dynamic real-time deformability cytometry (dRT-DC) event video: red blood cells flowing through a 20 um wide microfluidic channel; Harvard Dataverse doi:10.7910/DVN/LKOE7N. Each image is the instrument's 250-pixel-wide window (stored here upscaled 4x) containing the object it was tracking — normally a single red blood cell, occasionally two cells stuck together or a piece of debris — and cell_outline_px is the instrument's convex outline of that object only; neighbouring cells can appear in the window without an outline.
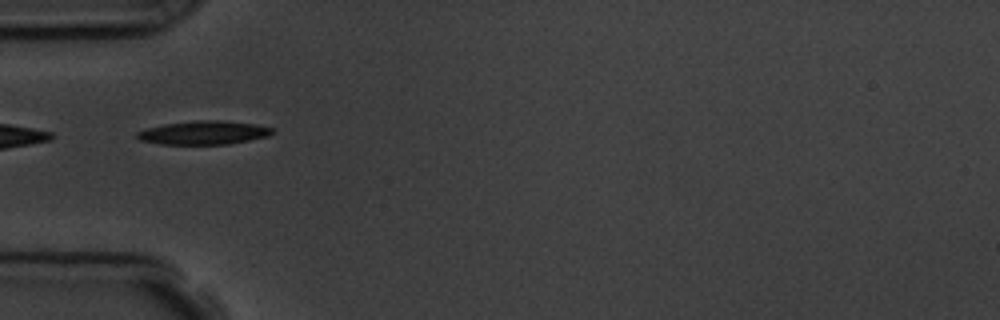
{"species": "common noctule bat (a hibernating species)", "species_latin": "Nyctalus noctula", "temperature_condition": "room temperature", "stored_images_in_passage": 4, "camera_frame_rate_fps": 3000, "um_per_image_px": 0.085, "animal": {"sex": "male", "body_mass_g": 19.5, "forearm_length_mm": 54.6}, "frame": {"image": 1, "passage_image": 2, "time_ms": 2.0, "image_size_px": [1000, 320], "cell_outline_px": [[272, 132], [268, 136], [228, 144], [160, 144], [140, 140], [136, 136], [136, 132], [148, 128], [164, 124], [196, 120], [220, 120], [256, 124], [272, 128]], "centroid_in_image_um": [17.29, 11.27], "position_along_channel_um": 67.7, "area_um2": 18.44}}